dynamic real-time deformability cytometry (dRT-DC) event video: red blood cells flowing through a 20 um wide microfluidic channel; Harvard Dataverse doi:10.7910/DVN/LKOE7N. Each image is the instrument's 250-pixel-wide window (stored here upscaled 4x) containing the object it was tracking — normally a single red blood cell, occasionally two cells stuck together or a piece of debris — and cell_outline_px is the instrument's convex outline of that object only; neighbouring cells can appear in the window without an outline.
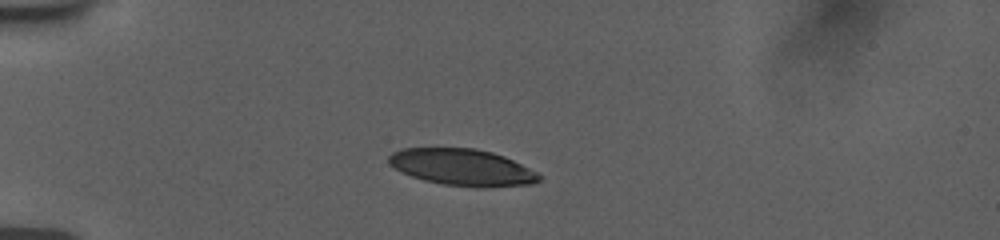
{"species": "human", "species_latin": "Homo sapiens", "temperature_condition": "room temperature", "stored_images_in_passage": 41, "camera_frame_rate_fps": 3000, "um_per_image_px": 0.085, "donor": {"sex": "female"}, "frame": {"image": 1, "passage_image": 1, "time_ms": 0.0, "image_size_px": [1000, 240], "cell_outline_px": [[540, 180], [532, 184], [484, 188], [476, 188], [444, 184], [424, 180], [400, 172], [388, 164], [388, 156], [392, 152], [404, 148], [476, 148], [492, 152], [504, 156], [536, 172], [540, 176]], "centroid_in_image_um": [39.26, 14.22], "position_along_channel_um": 45.7, "area_um2": 32.19}}
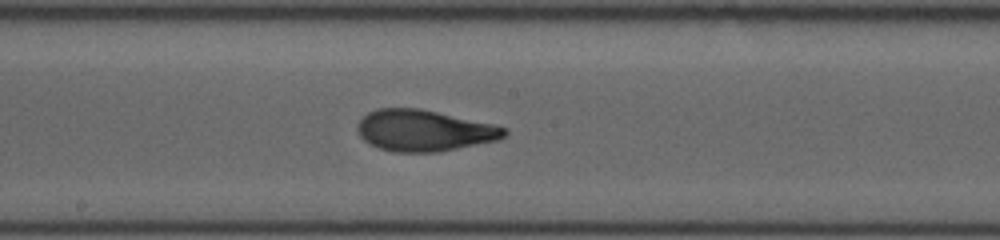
{"frame": {"image": 2, "passage_image": 17, "time_ms": 5.333, "image_size_px": [1000, 240], "cell_outline_px": [[508, 132], [500, 140], [440, 152], [392, 152], [368, 144], [360, 136], [356, 128], [356, 124], [368, 112], [376, 108], [420, 108], [492, 124], [508, 128]], "centroid_in_image_um": [36.04, 11.1], "position_along_channel_um": 212.2, "area_um2": 35.6}}
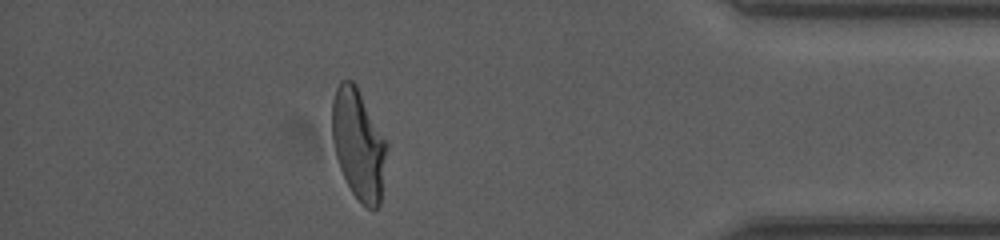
{"frame": {"image": 3, "passage_image": 35, "time_ms": 11.333, "image_size_px": [1000, 240], "cell_outline_px": [[388, 148], [380, 204], [376, 208], [368, 208], [352, 192], [340, 168], [336, 156], [332, 136], [332, 100], [336, 88], [340, 80], [352, 80], [356, 84], [388, 144]], "centroid_in_image_um": [30.48, 12.23], "position_along_channel_um": 404.7, "area_um2": 34.97}, "authors_computed_cell_mechanics": {"area_um2": 35.0268, "velocity_mm_per_s": 3.7663, "shape_relaxation_time_tau1_ms": 4.9348, "shape_relaxation_time_tau2_ms": 1.1082, "deformation_change_tau1": 0.1928, "deformation_change_tau2": 0.0784}}